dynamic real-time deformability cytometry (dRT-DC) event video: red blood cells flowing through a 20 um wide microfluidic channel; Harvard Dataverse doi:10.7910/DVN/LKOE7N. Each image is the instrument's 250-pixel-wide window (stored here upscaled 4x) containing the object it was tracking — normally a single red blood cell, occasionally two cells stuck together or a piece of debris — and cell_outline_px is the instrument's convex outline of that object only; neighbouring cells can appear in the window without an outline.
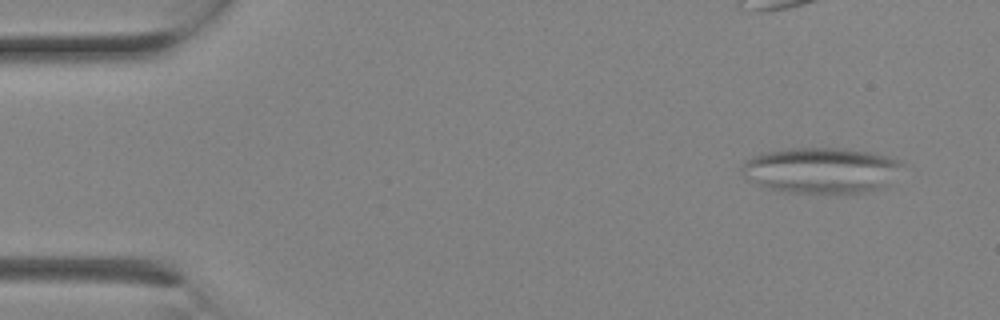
{"species": "Egyptian fruit bat (a non-hibernating species)", "species_latin": "Rousettus aegyptiacus", "temperature_condition": "room temperature", "stored_images_in_passage": 2, "camera_frame_rate_fps": 3000, "um_per_image_px": 0.085, "animal": {"sex": "female"}, "frame": {"image": 1, "passage_image": 2, "time_ms": 0.333, "image_size_px": [1000, 320], "cell_outline_px": [[904, 164], [888, 184], [884, 188], [868, 192], [824, 196], [788, 192], [768, 188], [744, 180], [740, 172], [740, 168], [744, 160], [752, 156], [764, 152], [792, 148], [848, 148], [872, 152], [904, 160]], "centroid_in_image_um": [69.8, 14.51], "position_along_channel_um": 15.2, "area_um2": 44.51}}